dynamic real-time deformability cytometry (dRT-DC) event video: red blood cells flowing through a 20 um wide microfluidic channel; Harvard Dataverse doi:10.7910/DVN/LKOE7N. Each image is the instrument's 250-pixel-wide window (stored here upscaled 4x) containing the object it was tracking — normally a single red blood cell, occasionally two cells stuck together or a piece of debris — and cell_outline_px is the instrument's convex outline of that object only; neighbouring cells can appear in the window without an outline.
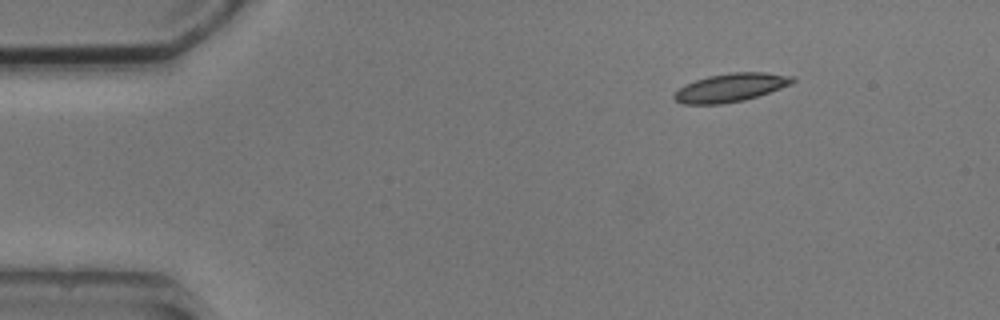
{"species": "common noctule bat (a hibernating species)", "species_latin": "Nyctalus noctula", "temperature_condition": "cold", "stored_images_in_passage": 4, "camera_frame_rate_fps": 3000, "um_per_image_px": 0.085, "animal": {"sex": "male", "body_mass_g": 20.5, "forearm_length_mm": 52.5}, "frame": {"image": 1, "passage_image": 1, "time_ms": 0.0, "image_size_px": [1000, 320], "cell_outline_px": [[796, 80], [792, 84], [744, 100], [724, 104], [684, 104], [676, 100], [672, 96], [684, 84], [708, 76], [728, 72], [764, 72], [796, 76]], "centroid_in_image_um": [62.13, 7.43], "position_along_channel_um": 22.9, "area_um2": 19.59}}
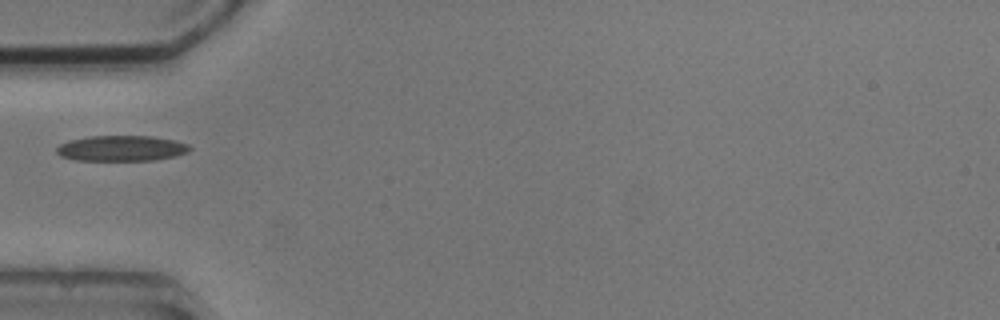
{"frame": {"image": 2, "passage_image": 4, "time_ms": 3.333, "image_size_px": [1000, 320], "cell_outline_px": [[192, 148], [188, 152], [176, 156], [156, 160], [76, 160], [60, 156], [56, 152], [56, 148], [60, 144], [68, 140], [88, 136], [152, 136], [176, 140], [188, 144]], "centroid_in_image_um": [10.33, 12.6], "position_along_channel_um": 74.7, "area_um2": 20.0}}